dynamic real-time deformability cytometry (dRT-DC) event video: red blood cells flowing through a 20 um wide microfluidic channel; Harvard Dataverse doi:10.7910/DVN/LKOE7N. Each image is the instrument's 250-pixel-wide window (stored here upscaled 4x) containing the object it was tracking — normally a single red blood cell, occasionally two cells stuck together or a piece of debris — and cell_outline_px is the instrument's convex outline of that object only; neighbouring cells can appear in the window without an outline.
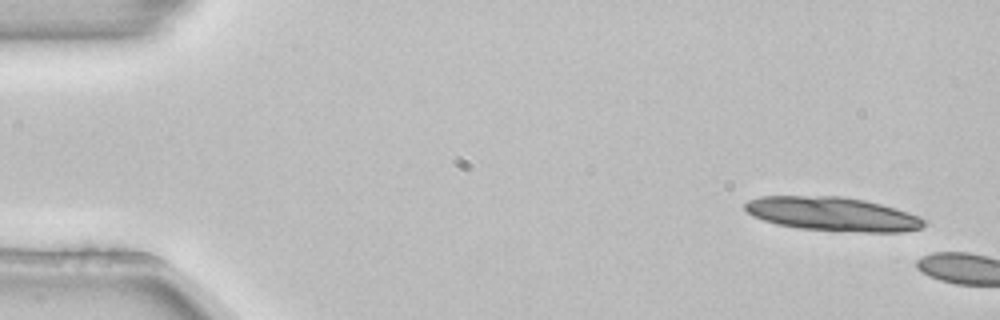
{"species": "common noctule bat (a hibernating species)", "species_latin": "Nyctalus noctula", "temperature_condition": "room temperature", "stored_images_in_passage": 2, "camera_frame_rate_fps": 3000, "um_per_image_px": 0.085, "animal": {"sex": "female", "body_mass_g": 22.7, "forearm_length_mm": 54.2}, "frame": {"image": 1, "passage_image": 1, "time_ms": 0.0, "image_size_px": [1000, 320], "cell_outline_px": [[924, 224], [920, 228], [904, 232], [864, 232], [800, 228], [776, 224], [752, 216], [744, 208], [744, 204], [748, 200], [760, 196], [844, 196], [864, 200], [896, 208], [920, 216], [924, 220]], "centroid_in_image_um": [70.75, 18.18], "position_along_channel_um": 14.2, "area_um2": 35.32}}